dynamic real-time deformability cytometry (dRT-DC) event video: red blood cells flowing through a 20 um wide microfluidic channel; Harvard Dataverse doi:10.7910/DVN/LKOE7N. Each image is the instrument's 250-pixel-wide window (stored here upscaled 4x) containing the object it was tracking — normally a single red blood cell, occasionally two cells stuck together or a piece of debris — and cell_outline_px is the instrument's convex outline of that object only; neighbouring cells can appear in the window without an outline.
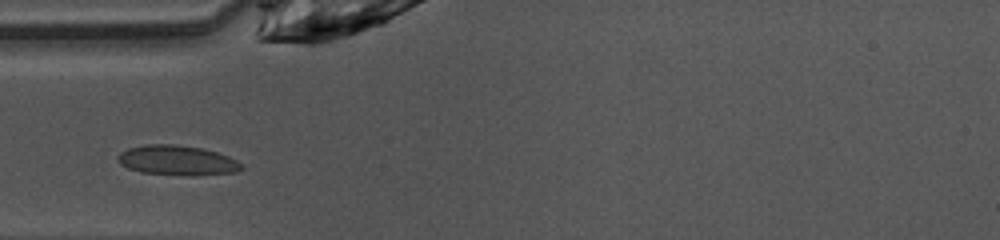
{"species": "common noctule bat (a hibernating species)", "species_latin": "Nyctalus noctula", "temperature_condition": "warm", "stored_images_in_passage": 26, "camera_frame_rate_fps": 3000, "um_per_image_px": 0.085, "animal": {"sex": "female", "body_mass_g": 10.0, "forearm_length_mm": 53.1}, "frame": {"image": 1, "passage_image": 1, "time_ms": 0.0, "image_size_px": [1000, 240], "cell_outline_px": [[244, 168], [236, 172], [192, 176], [140, 172], [128, 168], [120, 164], [116, 156], [120, 152], [128, 148], [144, 144], [176, 144], [204, 148], [228, 156], [244, 164]], "centroid_in_image_um": [15.07, 13.62], "position_along_channel_um": 69.9, "area_um2": 21.79}}
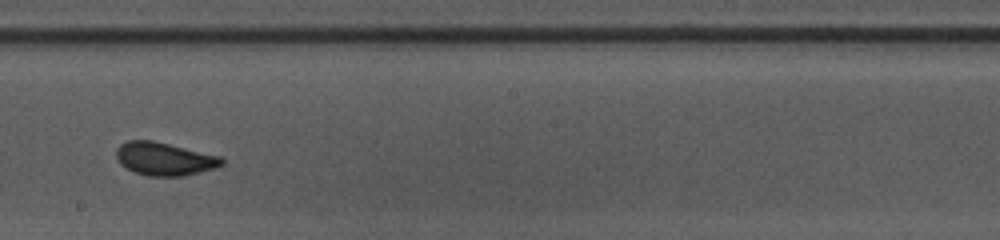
{"frame": {"image": 2, "passage_image": 13, "time_ms": 4.0, "image_size_px": [1000, 240], "cell_outline_px": [[224, 164], [216, 168], [184, 176], [148, 176], [136, 172], [120, 164], [116, 156], [116, 148], [120, 144], [128, 140], [152, 140], [220, 156], [224, 160]], "centroid_in_image_um": [13.98, 13.5], "position_along_channel_um": 234.2, "area_um2": 20.29}}
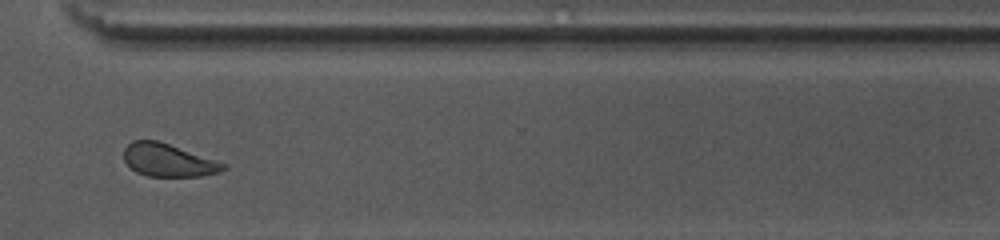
{"frame": {"image": 3, "passage_image": 22, "time_ms": 7.0, "image_size_px": [1000, 240], "cell_outline_px": [[228, 168], [220, 172], [200, 176], [148, 176], [136, 172], [124, 160], [124, 148], [132, 140], [156, 140], [228, 164]], "centroid_in_image_um": [14.31, 13.62], "position_along_channel_um": 356.3, "area_um2": 18.9}}